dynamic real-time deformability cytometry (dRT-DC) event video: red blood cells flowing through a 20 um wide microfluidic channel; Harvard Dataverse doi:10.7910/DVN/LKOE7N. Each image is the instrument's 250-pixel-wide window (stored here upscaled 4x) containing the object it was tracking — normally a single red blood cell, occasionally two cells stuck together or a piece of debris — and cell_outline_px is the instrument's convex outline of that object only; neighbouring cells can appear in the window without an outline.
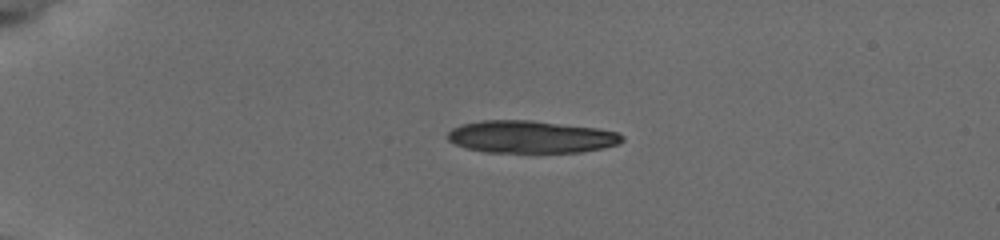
{"species": "common noctule bat (a hibernating species)", "species_latin": "Nyctalus noctula", "temperature_condition": "cold", "stored_images_in_passage": 10, "camera_frame_rate_fps": 3000, "um_per_image_px": 0.085, "animal": {"sex": "female", "body_mass_g": 19.5, "forearm_length_mm": 54.1}, "frame": {"image": 1, "passage_image": 1, "time_ms": 0.0, "image_size_px": [1000, 240], "cell_outline_px": [[624, 140], [620, 144], [604, 148], [580, 152], [484, 152], [468, 148], [456, 144], [448, 140], [448, 132], [452, 128], [460, 124], [480, 120], [532, 120], [600, 128], [616, 132], [624, 136]], "centroid_in_image_um": [45.16, 11.62], "position_along_channel_um": 39.8, "area_um2": 33.18}}
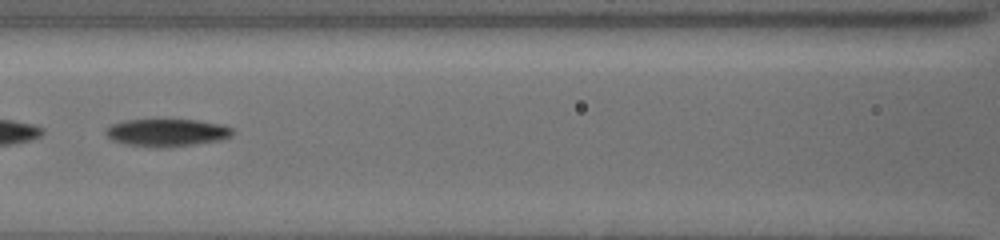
{"frame": {"image": 2, "passage_image": 8, "time_ms": 4.667, "image_size_px": [1000, 240], "cell_outline_px": [[232, 136], [220, 140], [168, 148], [156, 148], [124, 144], [112, 140], [104, 132], [112, 124], [128, 120], [196, 120], [224, 124], [232, 128]], "centroid_in_image_um": [14.2, 11.28], "position_along_channel_um": 152.4, "area_um2": 20.4}}
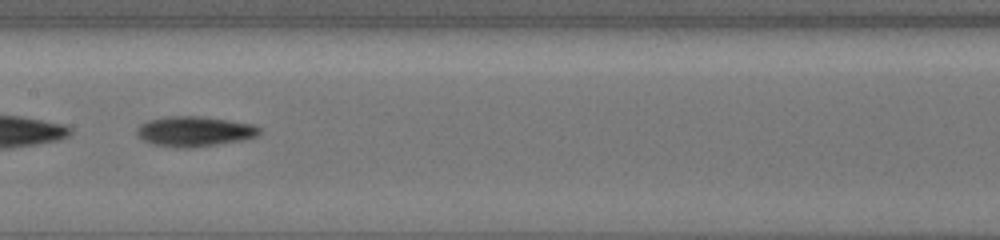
{"frame": {"image": 3, "passage_image": 9, "time_ms": 5.667, "image_size_px": [1000, 240], "cell_outline_px": [[260, 132], [256, 136], [240, 140], [192, 148], [172, 148], [152, 144], [144, 140], [136, 132], [136, 128], [140, 124], [148, 120], [172, 116], [200, 116], [228, 120], [252, 124], [260, 128]], "centroid_in_image_um": [16.49, 11.17], "position_along_channel_um": 190.9, "area_um2": 21.39}}